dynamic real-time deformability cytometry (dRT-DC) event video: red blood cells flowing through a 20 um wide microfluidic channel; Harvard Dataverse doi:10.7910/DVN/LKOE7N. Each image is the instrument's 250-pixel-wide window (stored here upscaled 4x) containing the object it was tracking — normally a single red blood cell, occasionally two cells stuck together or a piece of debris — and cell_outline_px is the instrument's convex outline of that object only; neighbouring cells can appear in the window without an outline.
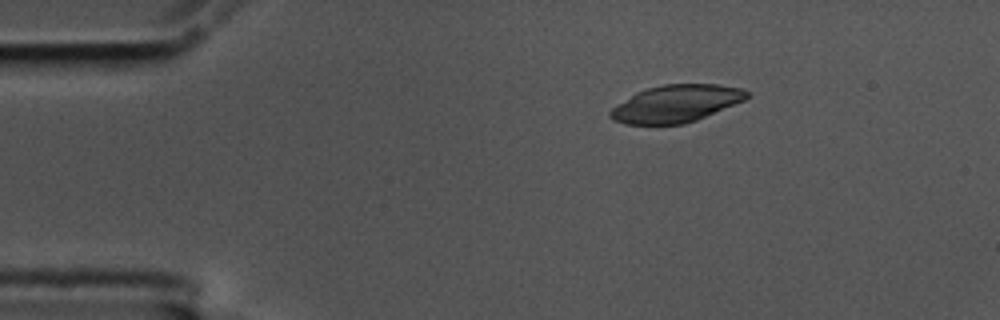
{"species": "common noctule bat (a hibernating species)", "species_latin": "Nyctalus noctula", "temperature_condition": "cold", "stored_images_in_passage": 4, "camera_frame_rate_fps": 3000, "um_per_image_px": 0.085, "animal": {"sex": "male", "body_mass_g": 17.5, "forearm_length_mm": 52.3}, "frame": {"image": 1, "passage_image": 1, "time_ms": 0.0, "image_size_px": [1000, 320], "cell_outline_px": [[748, 96], [744, 100], [696, 120], [684, 124], [624, 124], [612, 120], [608, 116], [608, 112], [612, 108], [636, 92], [648, 88], [664, 84], [716, 84], [744, 88], [748, 92]], "centroid_in_image_um": [57.44, 8.81], "position_along_channel_um": 27.6, "area_um2": 29.48}}
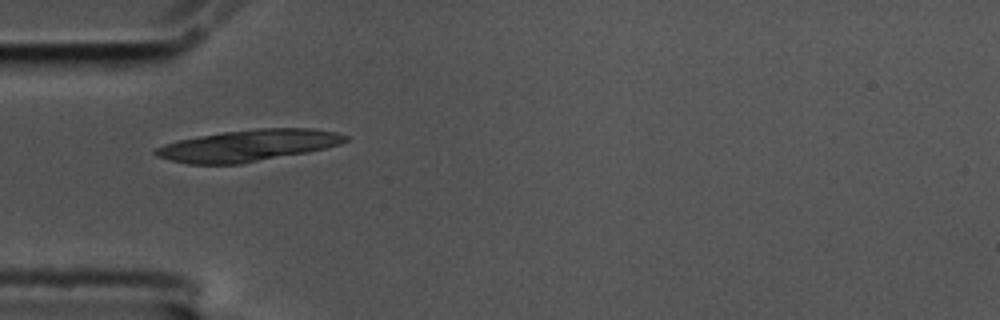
{"frame": {"image": 2, "passage_image": 3, "time_ms": 0.667, "image_size_px": [1000, 320], "cell_outline_px": [[348, 140], [340, 144], [308, 152], [240, 164], [188, 164], [168, 160], [156, 156], [152, 152], [156, 148], [164, 144], [176, 140], [224, 132], [256, 128], [312, 128], [336, 132], [348, 136]], "centroid_in_image_um": [21.07, 12.37], "position_along_channel_um": 63.9, "area_um2": 34.97}}